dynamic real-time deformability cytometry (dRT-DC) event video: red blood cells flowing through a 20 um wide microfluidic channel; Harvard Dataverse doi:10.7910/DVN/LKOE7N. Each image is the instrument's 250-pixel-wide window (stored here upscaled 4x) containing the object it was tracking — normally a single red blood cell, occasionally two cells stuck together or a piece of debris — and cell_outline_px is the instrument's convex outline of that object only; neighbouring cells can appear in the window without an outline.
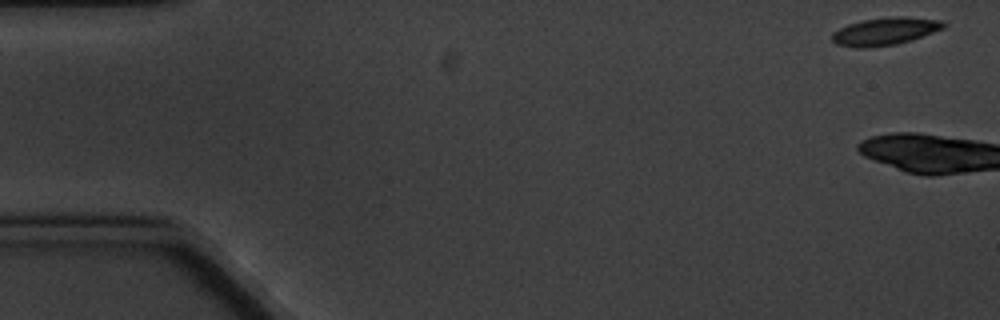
{"species": "common noctule bat (a hibernating species)", "species_latin": "Nyctalus noctula", "temperature_condition": "cold", "stored_images_in_passage": 7, "camera_frame_rate_fps": 3000, "um_per_image_px": 0.085, "animal": {"sex": "male", "body_mass_g": 20.1, "forearm_length_mm": 53.5}, "frame": {"image": 1, "passage_image": 1, "time_ms": 0.0, "image_size_px": [1000, 320], "cell_outline_px": [[948, 24], [944, 28], [912, 40], [896, 44], [864, 48], [856, 48], [836, 44], [832, 40], [832, 32], [848, 24], [860, 20], [892, 16], [904, 16], [944, 20]], "centroid_in_image_um": [75.25, 2.65], "position_along_channel_um": 9.7, "area_um2": 18.21}}